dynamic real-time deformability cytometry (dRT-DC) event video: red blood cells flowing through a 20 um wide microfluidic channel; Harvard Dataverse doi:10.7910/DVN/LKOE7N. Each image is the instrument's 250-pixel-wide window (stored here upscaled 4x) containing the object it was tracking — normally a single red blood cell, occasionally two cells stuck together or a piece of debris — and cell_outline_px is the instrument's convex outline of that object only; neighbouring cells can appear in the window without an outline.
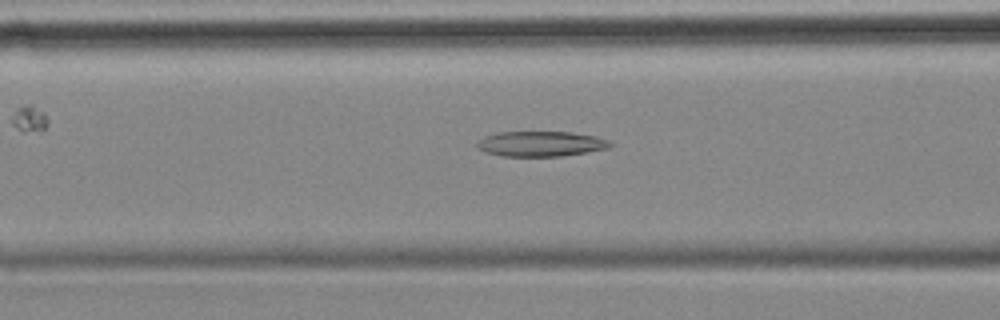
{"species": "common noctule bat (a hibernating species)", "species_latin": "Nyctalus noctula", "temperature_condition": "cold", "stored_images_in_passage": 56, "camera_frame_rate_fps": 3000, "um_per_image_px": 0.085, "animal": {"sex": "female", "body_mass_g": 18.4}, "frame": {"image": 1, "passage_image": 21, "time_ms": 6.667, "image_size_px": [1000, 320], "cell_outline_px": [[616, 144], [608, 148], [560, 156], [500, 156], [484, 152], [476, 148], [476, 144], [484, 136], [500, 132], [572, 132], [596, 136], [608, 140]], "centroid_in_image_um": [45.96, 12.22], "position_along_channel_um": 120.6, "area_um2": 19.59}}
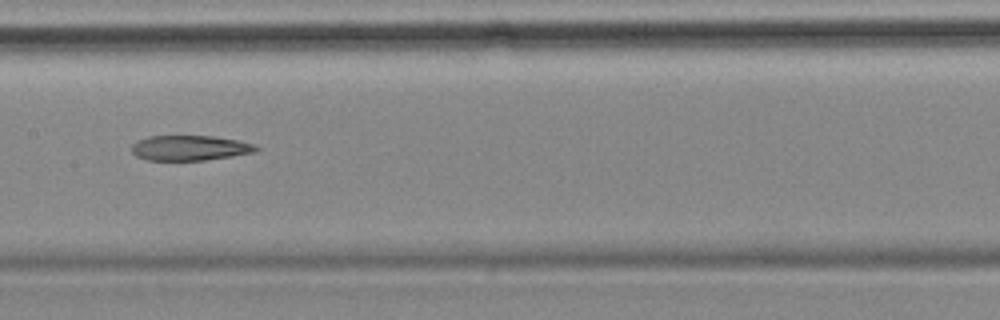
{"frame": {"image": 2, "passage_image": 27, "time_ms": 8.667, "image_size_px": [1000, 320], "cell_outline_px": [[260, 148], [256, 152], [232, 156], [204, 160], [148, 160], [136, 156], [132, 152], [132, 144], [136, 140], [148, 136], [212, 136], [240, 140], [256, 144]], "centroid_in_image_um": [16.16, 12.57], "position_along_channel_um": 191.2, "area_um2": 18.38}}
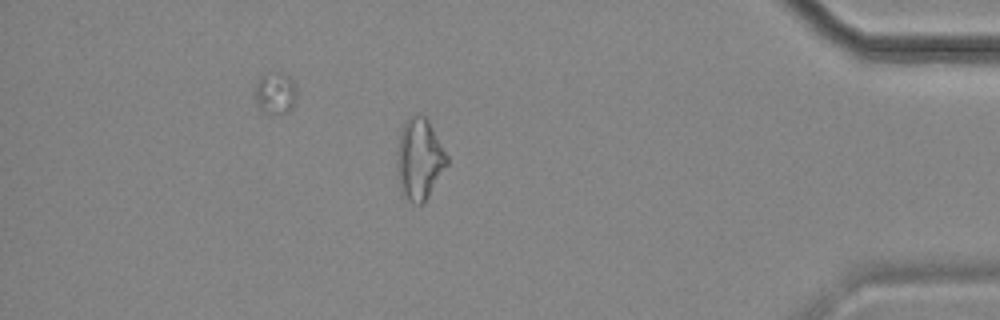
{"frame": {"image": 3, "passage_image": 48, "time_ms": 15.667, "image_size_px": [1000, 320], "cell_outline_px": [[448, 164], [424, 204], [412, 204], [404, 200], [400, 188], [396, 172], [396, 160], [400, 132], [404, 120], [412, 116], [424, 116], [428, 120], [448, 156]], "centroid_in_image_um": [35.63, 13.58], "position_along_channel_um": 399.6, "area_um2": 23.99}, "authors_computed_cell_mechanics": {"area_um2": 22.4264, "velocity_mm_per_s": 3.5387, "shape_relaxation_time_tau1_ms": null, "shape_relaxation_time_tau2_ms": 3.609, "deformation_change_tau1": null, "deformation_change_tau2": 0.1417}}